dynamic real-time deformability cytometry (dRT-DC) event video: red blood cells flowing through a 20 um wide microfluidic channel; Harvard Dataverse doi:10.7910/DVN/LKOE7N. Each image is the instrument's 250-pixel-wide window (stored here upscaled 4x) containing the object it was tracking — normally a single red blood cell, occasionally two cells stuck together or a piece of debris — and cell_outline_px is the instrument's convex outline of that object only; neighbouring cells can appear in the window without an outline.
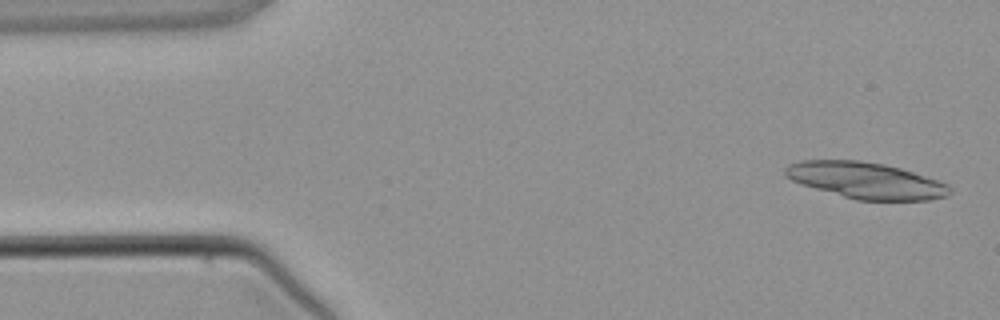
{"species": "common noctule bat (a hibernating species)", "species_latin": "Nyctalus noctula", "temperature_condition": "warm", "stored_images_in_passage": 4, "camera_frame_rate_fps": 3000, "um_per_image_px": 0.085, "animal": {"sex": "male", "body_mass_g": 21.5, "forearm_length_mm": 52.0}, "frame": {"image": 1, "passage_image": 1, "time_ms": 0.0, "image_size_px": [1000, 320], "cell_outline_px": [[952, 192], [948, 196], [928, 200], [856, 200], [816, 188], [792, 180], [784, 176], [784, 168], [788, 164], [800, 160], [860, 160], [884, 164], [900, 168], [948, 184], [952, 188]], "centroid_in_image_um": [73.6, 15.33], "position_along_channel_um": 11.4, "area_um2": 34.62}}